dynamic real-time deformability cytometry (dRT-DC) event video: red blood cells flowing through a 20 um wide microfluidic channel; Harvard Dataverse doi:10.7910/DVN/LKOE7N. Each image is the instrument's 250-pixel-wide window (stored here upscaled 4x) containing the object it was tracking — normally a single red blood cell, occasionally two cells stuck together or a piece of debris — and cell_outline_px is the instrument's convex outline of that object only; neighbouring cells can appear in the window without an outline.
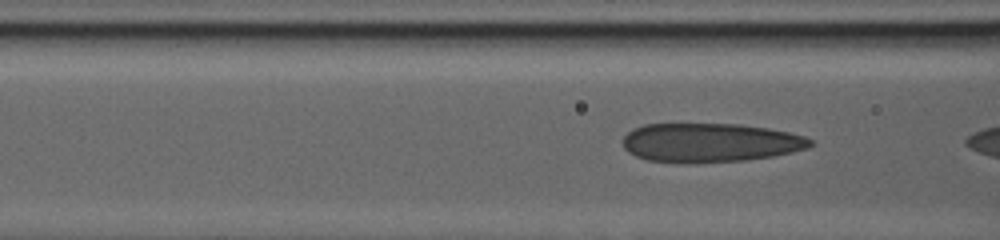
{"species": "human", "species_latin": "Homo sapiens", "temperature_condition": "warm", "stored_images_in_passage": 9, "camera_frame_rate_fps": 3000, "um_per_image_px": 0.085, "donor": {"sex": "male"}, "frame": {"image": 1, "passage_image": 6, "time_ms": 1.667, "image_size_px": [1000, 240], "cell_outline_px": [[812, 144], [808, 148], [792, 152], [772, 156], [748, 160], [648, 160], [636, 156], [628, 152], [624, 148], [624, 136], [632, 128], [644, 124], [740, 124], [768, 128], [788, 132], [804, 136], [812, 140]], "centroid_in_image_um": [60.39, 12.08], "position_along_channel_um": 106.2, "area_um2": 41.44}}